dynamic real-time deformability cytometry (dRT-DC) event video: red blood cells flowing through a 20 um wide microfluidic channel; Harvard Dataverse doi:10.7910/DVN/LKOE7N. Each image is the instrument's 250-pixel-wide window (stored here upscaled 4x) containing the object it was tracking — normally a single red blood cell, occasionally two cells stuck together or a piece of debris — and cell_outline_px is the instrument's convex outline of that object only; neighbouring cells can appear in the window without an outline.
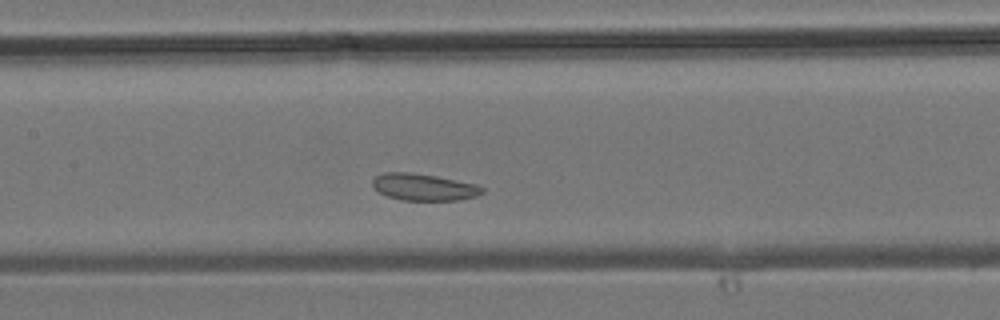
{"species": "common noctule bat (a hibernating species)", "species_latin": "Nyctalus noctula", "temperature_condition": "room temperature", "stored_images_in_passage": 20, "segment_of_instrument_passage": [1, 2], "camera_frame_rate_fps": 3000, "um_per_image_px": 0.085, "animal": {"sex": "male", "body_mass_g": 19.2, "forearm_length_mm": 51.8}, "frame": {"image": 1, "passage_image": 5, "time_ms": 1.333, "image_size_px": [1000, 320], "cell_outline_px": [[484, 192], [476, 196], [456, 200], [404, 200], [388, 196], [380, 192], [372, 184], [372, 180], [376, 176], [384, 172], [408, 172], [436, 176], [476, 184], [484, 188]], "centroid_in_image_um": [36.03, 15.89], "position_along_channel_um": 171.4, "area_um2": 16.94}}
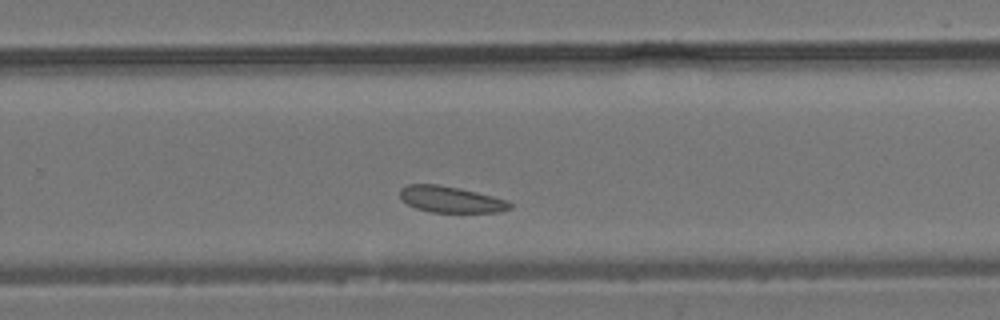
{"frame": {"image": 2, "passage_image": 12, "time_ms": 3.667, "image_size_px": [1000, 320], "cell_outline_px": [[512, 208], [500, 212], [432, 212], [416, 208], [408, 204], [400, 196], [400, 188], [408, 184], [440, 184], [460, 188], [508, 200], [512, 204]], "centroid_in_image_um": [38.33, 16.94], "position_along_channel_um": 291.5, "area_um2": 16.82}}
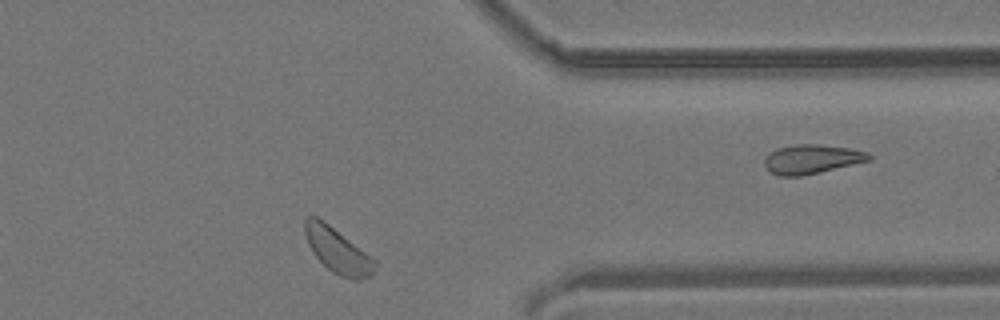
{"frame": {"image": 3, "passage_image": 18, "time_ms": 5.667, "image_size_px": [1000, 320], "cell_outline_px": [[376, 264], [372, 272], [368, 276], [360, 280], [356, 280], [340, 276], [332, 272], [316, 256], [308, 244], [304, 232], [304, 220], [308, 216], [316, 216], [324, 220], [376, 260]], "centroid_in_image_um": [28.67, 21.27], "position_along_channel_um": 382.7, "area_um2": 18.09}}